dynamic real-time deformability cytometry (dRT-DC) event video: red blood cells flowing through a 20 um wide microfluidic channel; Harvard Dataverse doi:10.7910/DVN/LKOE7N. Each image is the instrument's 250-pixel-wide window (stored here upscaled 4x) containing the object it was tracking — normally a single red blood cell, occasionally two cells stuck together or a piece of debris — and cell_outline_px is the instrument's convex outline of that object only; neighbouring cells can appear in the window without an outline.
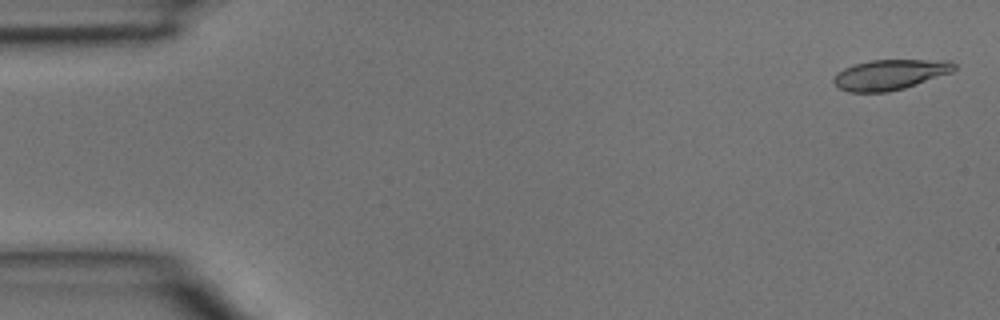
{"species": "common noctule bat (a hibernating species)", "species_latin": "Nyctalus noctula", "temperature_condition": "room temperature", "stored_images_in_passage": 6, "camera_frame_rate_fps": 3000, "um_per_image_px": 0.085, "animal": {"sex": "male", "body_mass_g": 15.6}, "frame": {"image": 1, "passage_image": 1, "time_ms": 0.0, "image_size_px": [1000, 320], "cell_outline_px": [[956, 68], [952, 72], [904, 88], [888, 92], [848, 92], [840, 88], [832, 80], [836, 72], [844, 68], [856, 64], [872, 60], [952, 60], [956, 64]], "centroid_in_image_um": [75.66, 6.34], "position_along_channel_um": 9.3, "area_um2": 21.21}}
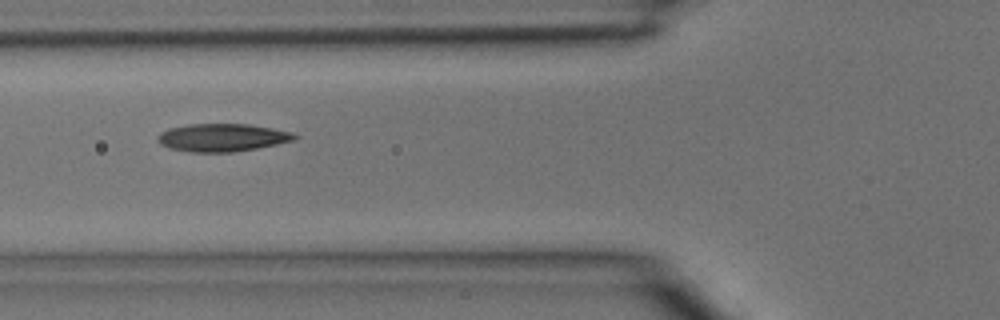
{"frame": {"image": 2, "passage_image": 5, "time_ms": 1.333, "image_size_px": [1000, 320], "cell_outline_px": [[300, 136], [292, 140], [276, 144], [256, 148], [232, 152], [188, 152], [168, 148], [160, 144], [156, 140], [156, 136], [160, 132], [168, 128], [188, 124], [248, 124], [272, 128], [292, 132]], "centroid_in_image_um": [18.83, 11.69], "position_along_channel_um": 107.0, "area_um2": 22.31}}
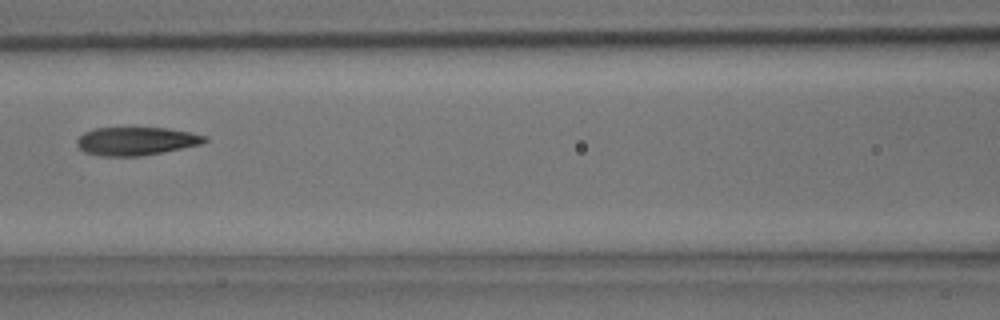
{"frame": {"image": 3, "passage_image": 6, "time_ms": 1.667, "image_size_px": [1000, 320], "cell_outline_px": [[208, 140], [200, 144], [140, 156], [100, 156], [84, 152], [76, 144], [76, 140], [84, 132], [96, 128], [168, 128], [208, 136]], "centroid_in_image_um": [11.54, 11.99], "position_along_channel_um": 155.1, "area_um2": 20.81}}